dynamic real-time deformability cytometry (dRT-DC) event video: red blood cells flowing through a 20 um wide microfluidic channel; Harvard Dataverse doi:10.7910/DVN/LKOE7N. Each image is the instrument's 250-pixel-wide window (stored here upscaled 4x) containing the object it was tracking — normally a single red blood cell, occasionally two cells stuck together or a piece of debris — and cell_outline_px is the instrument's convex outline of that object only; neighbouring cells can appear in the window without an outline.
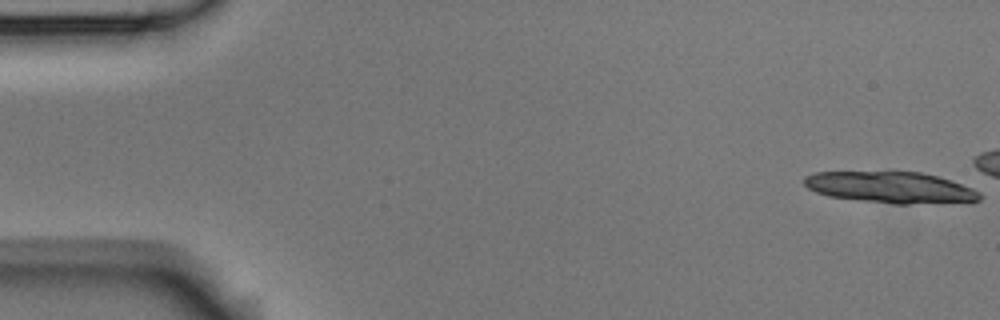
{"species": "Egyptian fruit bat (a non-hibernating species)", "species_latin": "Rousettus aegyptiacus", "temperature_condition": "room temperature", "stored_images_in_passage": 4, "camera_frame_rate_fps": 3000, "um_per_image_px": 0.085, "animal": {"sex": "male"}, "frame": {"image": 1, "passage_image": 1, "time_ms": 0.0, "image_size_px": [1000, 320], "cell_outline_px": [[980, 200], [972, 204], [892, 204], [828, 196], [816, 192], [808, 188], [804, 184], [804, 176], [816, 172], [920, 172], [952, 180], [972, 188], [980, 192]], "centroid_in_image_um": [75.81, 15.96], "position_along_channel_um": 9.2, "area_um2": 32.66}}